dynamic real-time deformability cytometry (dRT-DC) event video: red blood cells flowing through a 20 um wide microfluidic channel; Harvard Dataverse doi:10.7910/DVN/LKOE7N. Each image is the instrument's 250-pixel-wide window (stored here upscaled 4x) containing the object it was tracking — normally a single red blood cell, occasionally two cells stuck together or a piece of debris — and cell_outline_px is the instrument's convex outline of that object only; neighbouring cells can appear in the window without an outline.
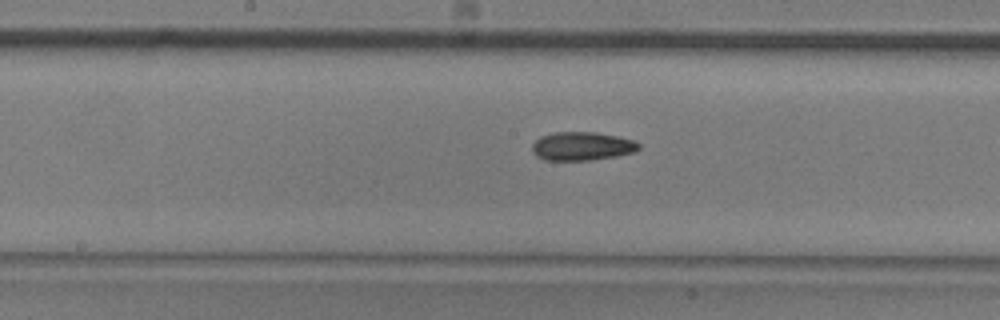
{"species": "common noctule bat (a hibernating species)", "species_latin": "Nyctalus noctula", "temperature_condition": "room temperature", "stored_images_in_passage": 27, "camera_frame_rate_fps": 3000, "um_per_image_px": 0.085, "animal": {"sex": "male", "body_mass_g": 20.5, "forearm_length_mm": 52.5}, "frame": {"image": 1, "passage_image": 12, "time_ms": 3.667, "image_size_px": [1000, 320], "cell_outline_px": [[640, 148], [632, 152], [616, 156], [588, 160], [544, 160], [536, 156], [532, 152], [532, 144], [540, 136], [552, 132], [596, 132], [620, 136], [632, 140], [640, 144]], "centroid_in_image_um": [49.44, 12.41], "position_along_channel_um": 198.8, "area_um2": 17.8}}
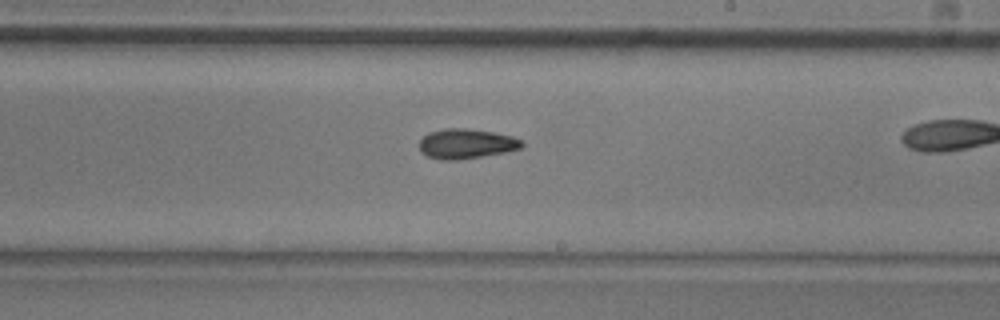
{"frame": {"image": 2, "passage_image": 16, "time_ms": 5.0, "image_size_px": [1000, 320], "cell_outline_px": [[524, 144], [520, 148], [504, 152], [456, 160], [440, 160], [428, 156], [420, 148], [420, 140], [428, 132], [444, 128], [468, 128], [492, 132], [512, 136], [524, 140]], "centroid_in_image_um": [39.64, 12.2], "position_along_channel_um": 249.4, "area_um2": 17.69}}